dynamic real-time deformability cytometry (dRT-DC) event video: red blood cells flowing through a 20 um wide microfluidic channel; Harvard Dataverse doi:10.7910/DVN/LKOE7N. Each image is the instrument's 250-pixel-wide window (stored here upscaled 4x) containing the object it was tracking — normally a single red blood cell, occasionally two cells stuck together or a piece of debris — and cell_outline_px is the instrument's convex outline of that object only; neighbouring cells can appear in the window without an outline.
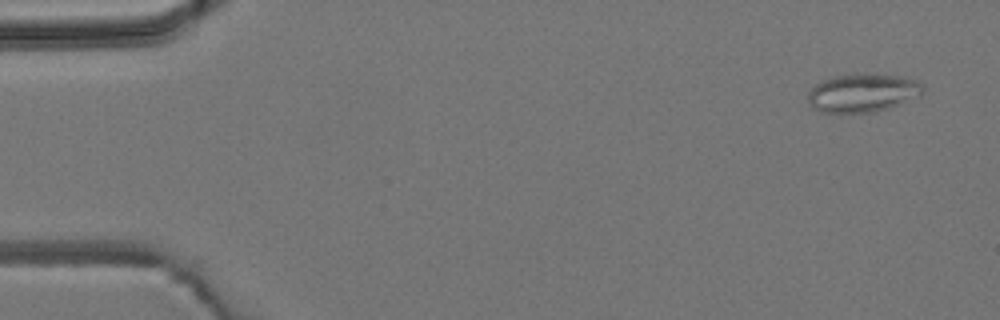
{"species": "common noctule bat (a hibernating species)", "species_latin": "Nyctalus noctula", "temperature_condition": "room temperature", "stored_images_in_passage": 5, "camera_frame_rate_fps": 3000, "um_per_image_px": 0.085, "animal": {"sex": "male", "body_mass_g": 19.2, "forearm_length_mm": 51.8}, "frame": {"image": 1, "passage_image": 1, "time_ms": 0.0, "image_size_px": [1000, 320], "cell_outline_px": [[924, 92], [920, 96], [888, 108], [876, 112], [820, 112], [812, 108], [808, 100], [808, 92], [816, 84], [824, 80], [836, 76], [904, 76], [916, 80], [924, 84]], "centroid_in_image_um": [73.36, 7.93], "position_along_channel_um": 11.6, "area_um2": 25.09}}